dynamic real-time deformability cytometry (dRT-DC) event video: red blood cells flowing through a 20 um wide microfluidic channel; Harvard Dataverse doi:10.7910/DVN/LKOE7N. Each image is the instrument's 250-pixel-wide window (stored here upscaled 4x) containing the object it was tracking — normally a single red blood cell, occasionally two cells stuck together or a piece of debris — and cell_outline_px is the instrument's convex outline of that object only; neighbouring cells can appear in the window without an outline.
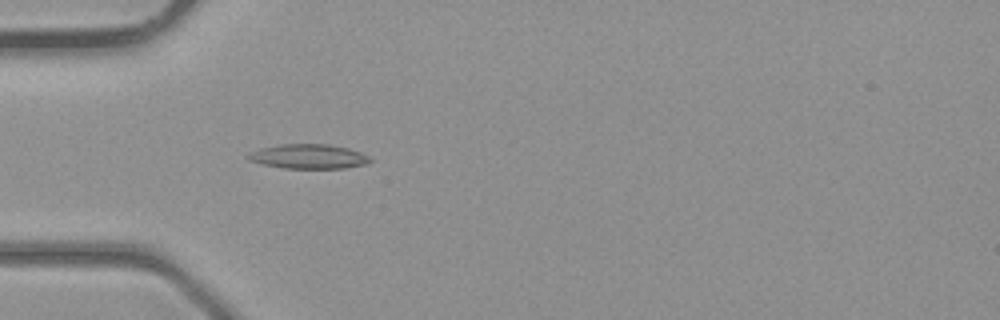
{"species": "common noctule bat (a hibernating species)", "species_latin": "Nyctalus noctula", "temperature_condition": "room temperature", "stored_images_in_passage": 32, "camera_frame_rate_fps": 3000, "um_per_image_px": 0.085, "animal": {"sex": "male", "body_mass_g": 23.1, "forearm_length_mm": 52.7}, "frame": {"image": 1, "passage_image": 7, "time_ms": 2.0, "image_size_px": [1000, 320], "cell_outline_px": [[372, 160], [368, 164], [344, 168], [284, 168], [264, 164], [248, 160], [244, 156], [248, 152], [260, 148], [280, 144], [328, 144], [348, 148], [360, 152], [368, 156]], "centroid_in_image_um": [26.2, 13.29], "position_along_channel_um": 58.8, "area_um2": 17.51}}
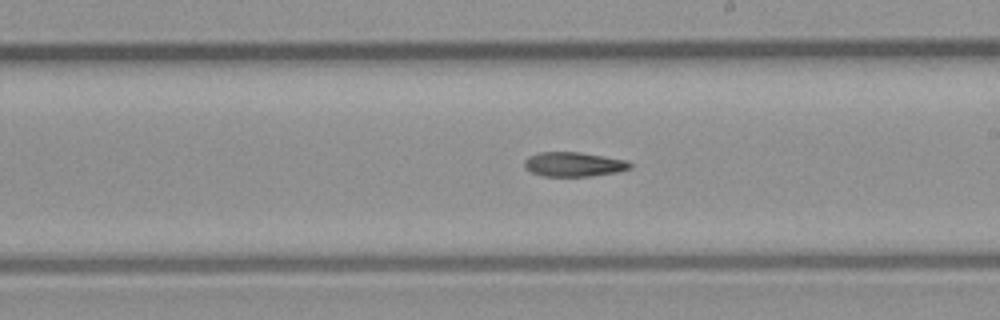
{"frame": {"image": 2, "passage_image": 18, "time_ms": 5.667, "image_size_px": [1000, 320], "cell_outline_px": [[632, 168], [616, 172], [588, 176], [544, 176], [532, 172], [524, 168], [524, 160], [528, 156], [540, 152], [580, 152], [628, 160], [632, 164]], "centroid_in_image_um": [48.77, 13.96], "position_along_channel_um": 240.2, "area_um2": 15.09}}
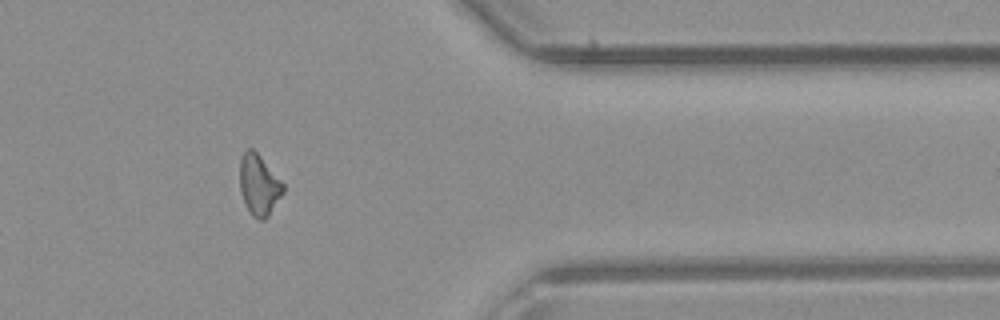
{"frame": {"image": 3, "passage_image": 28, "time_ms": 9.0, "image_size_px": [1000, 320], "cell_outline_px": [[284, 192], [268, 216], [264, 220], [260, 220], [252, 216], [244, 204], [240, 192], [240, 160], [244, 152], [248, 148], [252, 148], [260, 156], [284, 184]], "centroid_in_image_um": [22.0, 15.74], "position_along_channel_um": 389.4, "area_um2": 15.32}}